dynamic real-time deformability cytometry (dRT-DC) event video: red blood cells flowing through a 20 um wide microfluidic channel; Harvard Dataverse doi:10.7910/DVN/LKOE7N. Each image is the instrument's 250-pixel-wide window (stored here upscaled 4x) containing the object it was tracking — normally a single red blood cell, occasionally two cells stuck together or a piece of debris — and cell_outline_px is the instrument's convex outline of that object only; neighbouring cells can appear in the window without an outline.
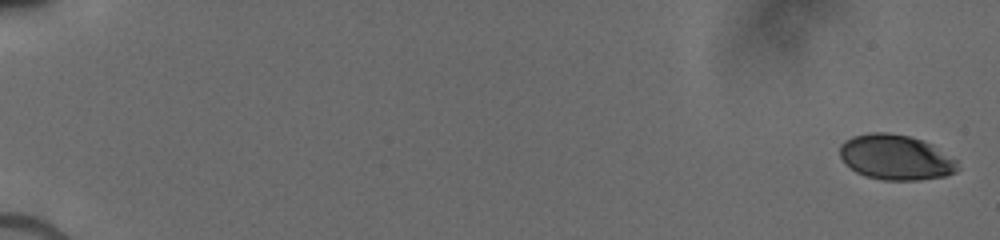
{"species": "human", "species_latin": "Homo sapiens", "temperature_condition": "cold", "stored_images_in_passage": 46, "camera_frame_rate_fps": 3000, "um_per_image_px": 0.085, "donor": {"sex": "male"}, "frame": {"image": 1, "passage_image": 1, "time_ms": 0.0, "image_size_px": [1000, 240], "cell_outline_px": [[956, 172], [944, 176], [920, 180], [884, 180], [864, 176], [856, 172], [840, 156], [840, 144], [844, 140], [852, 136], [872, 132], [888, 132], [908, 136], [924, 140], [932, 144], [956, 160]], "centroid_in_image_um": [76.12, 13.36], "position_along_channel_um": 8.9, "area_um2": 30.92}}
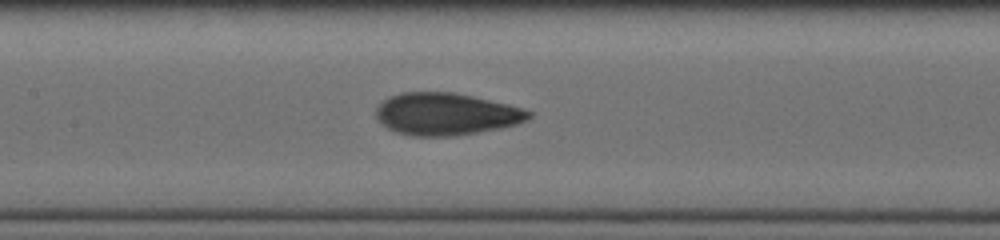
{"frame": {"image": 2, "passage_image": 26, "time_ms": 9.0, "image_size_px": [1000, 240], "cell_outline_px": [[532, 116], [528, 120], [516, 124], [500, 128], [456, 136], [412, 136], [396, 132], [380, 124], [376, 120], [376, 108], [384, 100], [400, 92], [456, 92], [508, 104], [532, 112]], "centroid_in_image_um": [37.9, 9.7], "position_along_channel_um": 169.5, "area_um2": 37.69}}
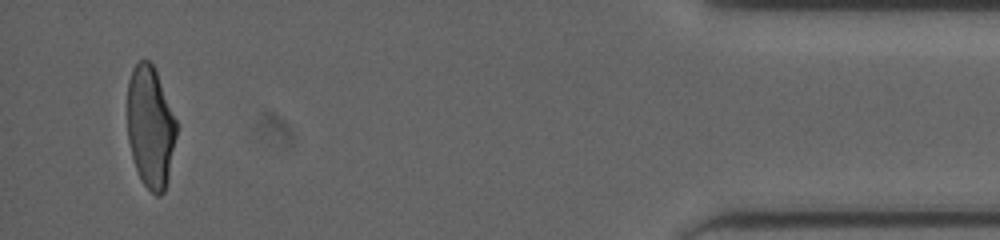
{"frame": {"image": 3, "passage_image": 45, "time_ms": 16.667, "image_size_px": [1000, 240], "cell_outline_px": [[176, 136], [168, 180], [164, 192], [160, 196], [156, 196], [144, 184], [136, 168], [132, 156], [128, 140], [128, 80], [132, 68], [140, 60], [148, 60], [152, 64], [156, 72], [176, 120]], "centroid_in_image_um": [12.78, 10.8], "position_along_channel_um": 422.4, "area_um2": 34.45}}